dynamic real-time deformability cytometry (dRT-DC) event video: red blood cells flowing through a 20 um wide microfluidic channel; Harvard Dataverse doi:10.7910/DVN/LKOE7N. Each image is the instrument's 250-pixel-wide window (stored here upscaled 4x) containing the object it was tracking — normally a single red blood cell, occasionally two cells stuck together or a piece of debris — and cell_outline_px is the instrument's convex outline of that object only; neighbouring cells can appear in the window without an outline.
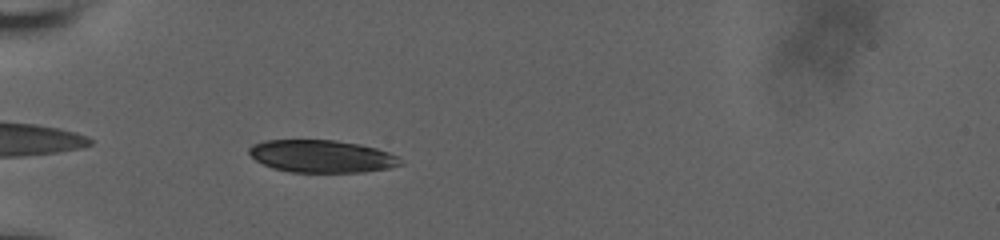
{"species": "human", "species_latin": "Homo sapiens", "temperature_condition": "room temperature", "stored_images_in_passage": 40, "camera_frame_rate_fps": 3000, "um_per_image_px": 0.085, "donor": {"sex": "male"}, "frame": {"image": 1, "passage_image": 2, "time_ms": 0.333, "image_size_px": [1000, 240], "cell_outline_px": [[404, 164], [388, 168], [364, 172], [292, 172], [272, 168], [256, 160], [248, 152], [248, 148], [252, 144], [264, 140], [336, 140], [360, 144], [376, 148], [400, 156]], "centroid_in_image_um": [27.37, 13.28], "position_along_channel_um": 57.6, "area_um2": 28.84}}
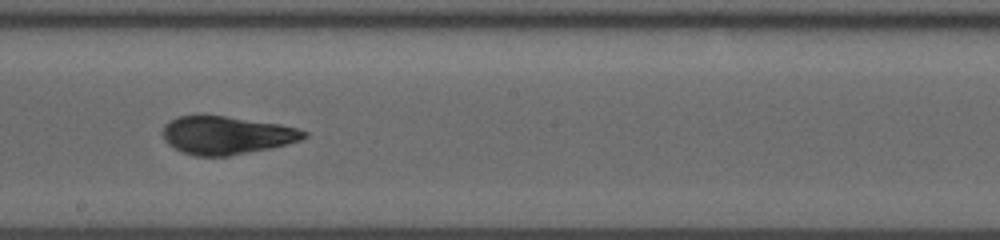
{"frame": {"image": 2, "passage_image": 17, "time_ms": 5.333, "image_size_px": [1000, 240], "cell_outline_px": [[308, 136], [300, 140], [288, 144], [228, 156], [196, 156], [180, 152], [168, 144], [164, 140], [164, 124], [180, 116], [224, 116], [280, 124], [296, 128], [308, 132]], "centroid_in_image_um": [19.26, 11.5], "position_along_channel_um": 228.9, "area_um2": 30.98}}
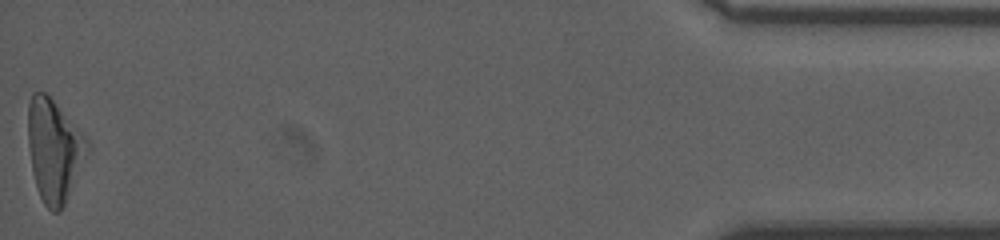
{"frame": {"image": 3, "passage_image": 40, "time_ms": 13.0, "image_size_px": [1000, 240], "cell_outline_px": [[92, 148], [60, 212], [52, 212], [44, 204], [36, 188], [32, 172], [28, 144], [28, 104], [32, 92], [44, 92], [88, 136], [92, 144]], "centroid_in_image_um": [4.64, 12.78], "position_along_channel_um": 430.6, "area_um2": 35.89}, "authors_computed_cell_mechanics": {"area_um2": 31.7033, "velocity_mm_per_s": 3.7403, "shape_relaxation_time_tau1_ms": 4.3913, "shape_relaxation_time_tau2_ms": 1.7025, "deformation_change_tau1": 0.1544, "deformation_change_tau2": 0.072}}